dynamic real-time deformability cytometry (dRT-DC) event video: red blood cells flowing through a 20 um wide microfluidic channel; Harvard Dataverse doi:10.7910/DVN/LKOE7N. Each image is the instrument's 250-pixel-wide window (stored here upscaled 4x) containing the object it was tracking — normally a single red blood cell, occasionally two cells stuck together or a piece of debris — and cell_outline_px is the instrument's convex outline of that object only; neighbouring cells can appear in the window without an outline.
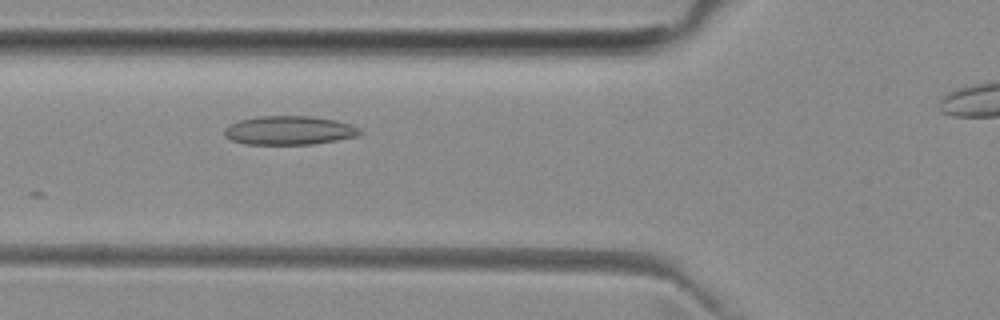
{"species": "common noctule bat (a hibernating species)", "species_latin": "Nyctalus noctula", "temperature_condition": "room temperature", "stored_images_in_passage": 10, "camera_frame_rate_fps": 3000, "um_per_image_px": 0.085, "animal": {"sex": "female", "body_mass_g": 29.2, "forearm_length_mm": 56.3}, "frame": {"image": 1, "passage_image": 5, "time_ms": 1.333, "image_size_px": [1000, 320], "cell_outline_px": [[364, 132], [360, 136], [312, 144], [244, 144], [232, 140], [224, 132], [224, 128], [228, 124], [240, 120], [256, 116], [312, 116], [336, 120], [360, 128]], "centroid_in_image_um": [24.61, 11.08], "position_along_channel_um": 101.2, "area_um2": 22.83}}
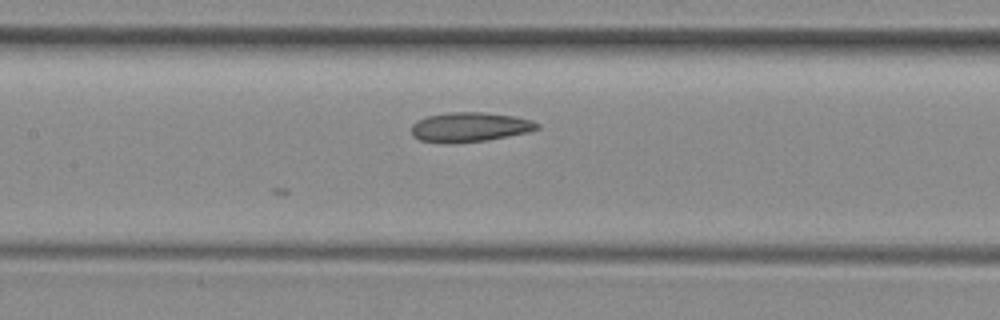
{"frame": {"image": 2, "passage_image": 10, "time_ms": 3.0, "image_size_px": [1000, 320], "cell_outline_px": [[540, 128], [528, 132], [508, 136], [484, 140], [420, 140], [412, 136], [412, 124], [416, 120], [428, 116], [448, 112], [484, 112], [512, 116], [532, 120], [540, 124]], "centroid_in_image_um": [39.98, 10.75], "position_along_channel_um": 167.4, "area_um2": 20.75}}